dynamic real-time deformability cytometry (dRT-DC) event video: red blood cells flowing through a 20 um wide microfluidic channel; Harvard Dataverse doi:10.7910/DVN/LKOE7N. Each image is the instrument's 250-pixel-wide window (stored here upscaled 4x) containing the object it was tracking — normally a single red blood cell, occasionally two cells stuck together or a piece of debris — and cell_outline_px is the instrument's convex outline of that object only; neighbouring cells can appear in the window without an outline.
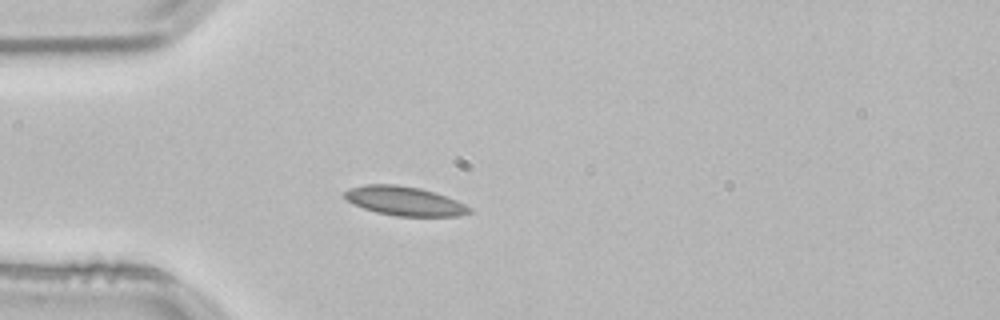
{"species": "common noctule bat (a hibernating species)", "species_latin": "Nyctalus noctula", "temperature_condition": "room temperature", "stored_images_in_passage": 39, "camera_frame_rate_fps": 3000, "um_per_image_px": 0.085, "animal": {"sex": "male", "body_mass_g": 21.5, "forearm_length_mm": 52.0}, "frame": {"image": 1, "passage_image": 1, "time_ms": 0.0, "image_size_px": [1000, 320], "cell_outline_px": [[472, 212], [460, 216], [396, 216], [376, 212], [352, 204], [344, 196], [344, 192], [352, 188], [364, 184], [396, 184], [420, 188], [436, 192], [456, 200], [472, 208]], "centroid_in_image_um": [34.41, 17.09], "position_along_channel_um": 50.6, "area_um2": 21.21}}
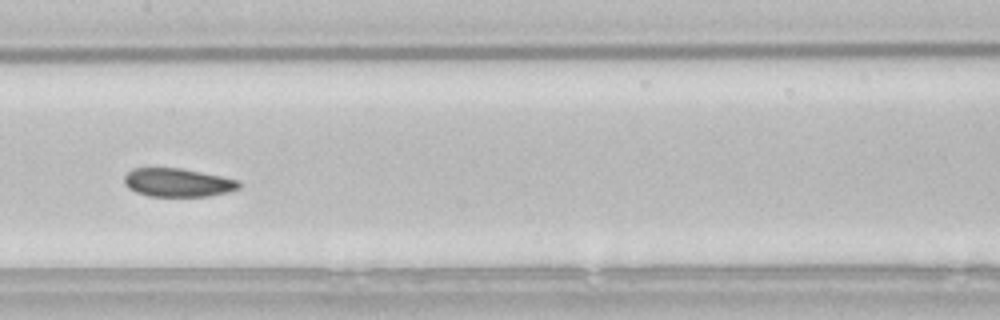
{"frame": {"image": 2, "passage_image": 13, "time_ms": 4.0, "image_size_px": [1000, 320], "cell_outline_px": [[240, 188], [228, 192], [208, 196], [148, 196], [136, 192], [128, 188], [124, 184], [124, 176], [132, 168], [180, 168], [240, 180]], "centroid_in_image_um": [15.1, 15.52], "position_along_channel_um": 192.3, "area_um2": 19.02}}
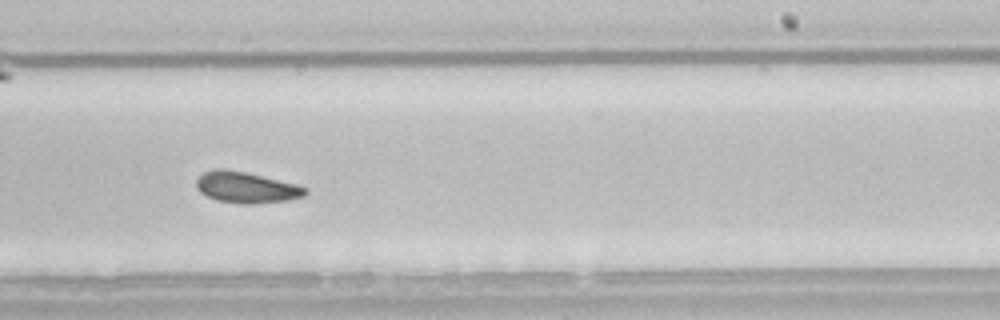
{"frame": {"image": 3, "passage_image": 19, "time_ms": 6.0, "image_size_px": [1000, 320], "cell_outline_px": [[308, 192], [304, 196], [288, 200], [256, 204], [240, 204], [216, 200], [200, 192], [196, 188], [196, 180], [204, 172], [216, 168], [224, 168], [248, 172], [296, 184], [308, 188]], "centroid_in_image_um": [20.94, 15.93], "position_along_channel_um": 268.1, "area_um2": 20.0}}